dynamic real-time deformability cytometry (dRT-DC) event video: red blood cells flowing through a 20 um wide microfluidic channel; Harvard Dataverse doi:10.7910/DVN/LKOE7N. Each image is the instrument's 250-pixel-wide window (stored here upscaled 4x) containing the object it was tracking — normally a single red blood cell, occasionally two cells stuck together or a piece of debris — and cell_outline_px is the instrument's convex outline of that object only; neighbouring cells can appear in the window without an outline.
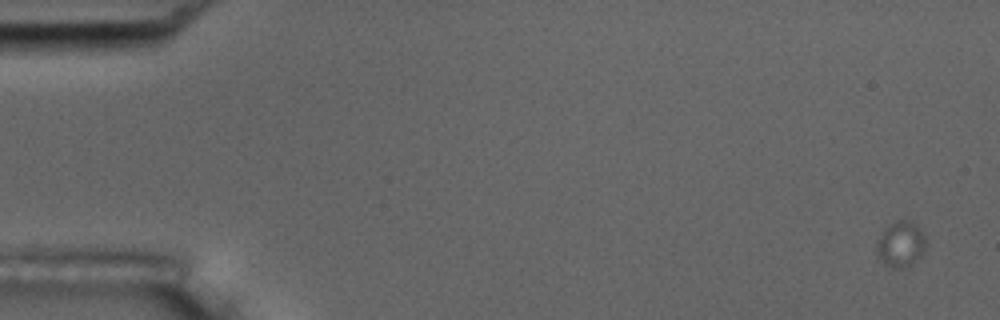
{"species": "common noctule bat (a hibernating species)", "species_latin": "Nyctalus noctula", "temperature_condition": "room temperature", "stored_images_in_passage": 8, "camera_frame_rate_fps": 3000, "um_per_image_px": 0.085, "animal": {"sex": "male", "body_mass_g": 17.5, "forearm_length_mm": 52.3}, "frame": {"image": 1, "passage_image": 1, "time_ms": 0.0, "image_size_px": [1000, 320], "cell_outline_px": [[924, 252], [912, 264], [904, 268], [892, 268], [884, 264], [876, 256], [876, 244], [880, 236], [888, 224], [896, 220], [912, 220], [920, 228], [924, 236]], "centroid_in_image_um": [76.53, 20.75], "position_along_channel_um": 8.5, "area_um2": 13.24}}